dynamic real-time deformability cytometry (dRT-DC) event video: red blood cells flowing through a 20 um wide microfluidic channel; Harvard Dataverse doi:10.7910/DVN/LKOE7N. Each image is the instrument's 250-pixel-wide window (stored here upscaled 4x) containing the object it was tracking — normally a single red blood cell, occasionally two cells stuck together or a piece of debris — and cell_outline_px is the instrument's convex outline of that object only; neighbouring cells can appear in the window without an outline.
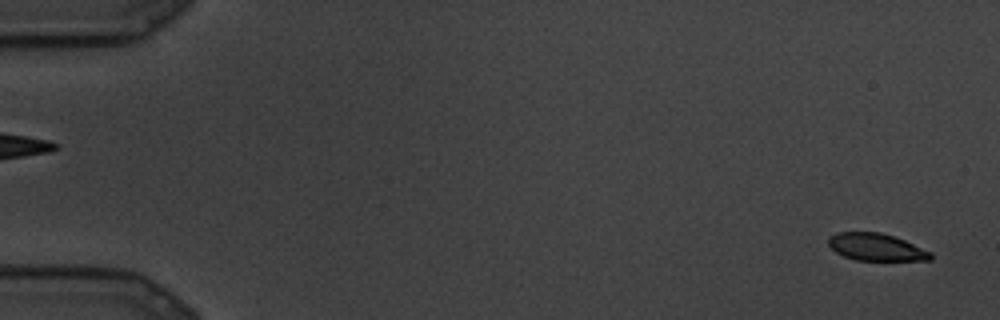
{"species": "common noctule bat (a hibernating species)", "species_latin": "Nyctalus noctula", "temperature_condition": "cold", "stored_images_in_passage": 10, "camera_frame_rate_fps": 3000, "um_per_image_px": 0.085, "animal": {"sex": "male", "body_mass_g": 19.5, "forearm_length_mm": 54.6}, "frame": {"image": 1, "passage_image": 2, "time_ms": 0.333, "image_size_px": [1000, 320], "cell_outline_px": [[932, 260], [856, 260], [844, 256], [836, 252], [828, 244], [828, 236], [836, 232], [880, 232], [904, 240], [932, 252]], "centroid_in_image_um": [74.46, 21.0], "position_along_channel_um": 10.5, "area_um2": 16.18}}
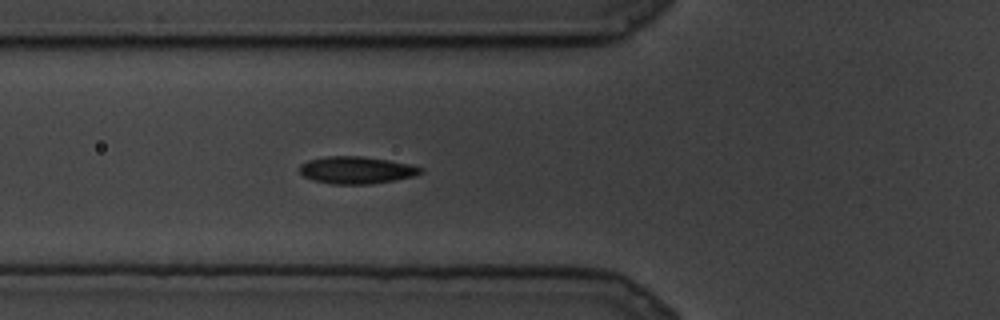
{"frame": {"image": 2, "passage_image": 10, "time_ms": 3.0, "image_size_px": [1000, 320], "cell_outline_px": [[424, 172], [416, 176], [372, 184], [332, 184], [312, 180], [304, 176], [300, 172], [300, 164], [308, 160], [324, 156], [360, 156], [388, 160], [412, 164], [424, 168]], "centroid_in_image_um": [30.33, 14.46], "position_along_channel_um": 95.5, "area_um2": 19.42}}